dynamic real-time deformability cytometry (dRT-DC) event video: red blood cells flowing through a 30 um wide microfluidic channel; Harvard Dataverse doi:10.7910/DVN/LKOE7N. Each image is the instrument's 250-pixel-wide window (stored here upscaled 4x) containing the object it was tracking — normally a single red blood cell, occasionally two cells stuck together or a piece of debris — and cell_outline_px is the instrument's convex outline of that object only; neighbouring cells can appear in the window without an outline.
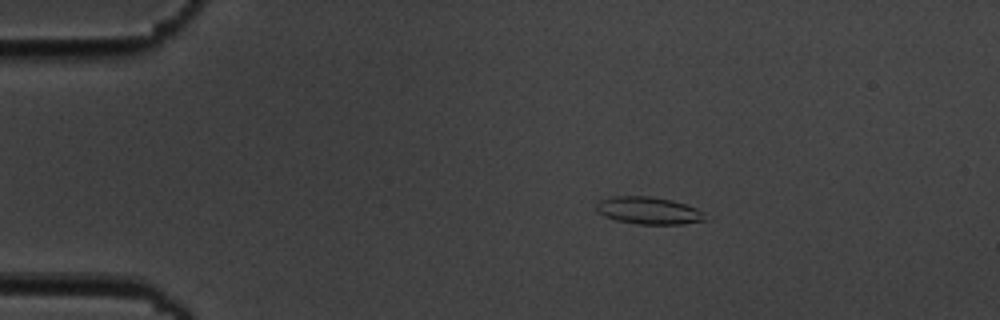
{"species": "common noctule bat (a hibernating species)", "species_latin": "Nyctalus noctula", "temperature_condition": "cold", "stored_images_in_passage": 3, "camera_frame_rate_fps": 3000, "um_per_image_px": 0.085, "animal": {"sex": "male", "body_mass_g": 19.5, "forearm_length_mm": 54.6}, "frame": {"image": 1, "passage_image": 1, "time_ms": 0.0, "image_size_px": [1000, 320], "cell_outline_px": [[708, 220], [680, 224], [636, 224], [616, 220], [604, 216], [596, 212], [596, 204], [600, 200], [612, 196], [652, 196], [672, 200], [696, 208], [704, 212]], "centroid_in_image_um": [55.12, 17.9], "position_along_channel_um": 29.9, "area_um2": 17.46}}